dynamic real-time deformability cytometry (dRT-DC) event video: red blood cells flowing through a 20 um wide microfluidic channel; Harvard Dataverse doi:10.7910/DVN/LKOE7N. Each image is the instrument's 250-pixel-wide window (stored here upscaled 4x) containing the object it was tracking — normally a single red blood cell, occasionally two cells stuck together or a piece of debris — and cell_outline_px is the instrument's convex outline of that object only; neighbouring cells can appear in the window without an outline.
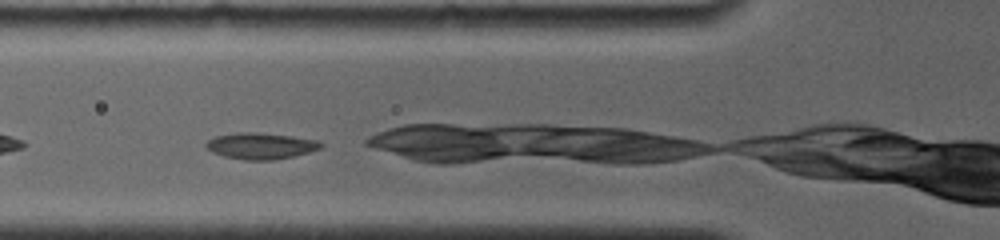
{"species": "common noctule bat (a hibernating species)", "species_latin": "Nyctalus noctula", "temperature_condition": "room temperature", "stored_images_in_passage": 4, "camera_frame_rate_fps": 4000, "um_per_image_px": 0.085, "animal": {"sex": "female", "body_mass_g": 19.0, "forearm_length_mm": 56.7}, "frame": {"image": 1, "passage_image": 2, "time_ms": 0.75, "image_size_px": [1000, 240], "cell_outline_px": [[324, 144], [320, 148], [308, 152], [276, 160], [244, 160], [224, 156], [212, 152], [204, 144], [208, 140], [216, 136], [236, 132], [256, 132], [292, 136], [320, 140]], "centroid_in_image_um": [22.17, 12.39], "position_along_channel_um": 103.6, "area_um2": 17.63}}